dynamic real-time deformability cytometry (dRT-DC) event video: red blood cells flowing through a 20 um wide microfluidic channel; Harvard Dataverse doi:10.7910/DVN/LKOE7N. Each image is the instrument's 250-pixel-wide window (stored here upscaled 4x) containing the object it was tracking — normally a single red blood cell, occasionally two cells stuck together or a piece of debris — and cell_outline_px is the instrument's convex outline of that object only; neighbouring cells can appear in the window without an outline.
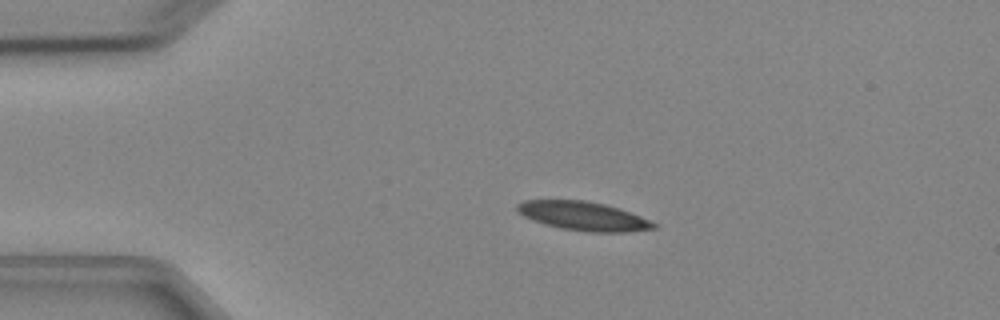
{"species": "Egyptian fruit bat (a non-hibernating species)", "species_latin": "Rousettus aegyptiacus", "temperature_condition": "cold", "stored_images_in_passage": 3, "camera_frame_rate_fps": 3000, "um_per_image_px": 0.085, "animal": {"sex": "female"}, "frame": {"image": 1, "passage_image": 2, "time_ms": 1.333, "image_size_px": [1000, 320], "cell_outline_px": [[660, 224], [656, 228], [624, 232], [588, 232], [560, 228], [544, 224], [532, 220], [516, 212], [516, 204], [524, 200], [584, 200], [604, 204], [620, 208]], "centroid_in_image_um": [49.58, 18.36], "position_along_channel_um": 35.4, "area_um2": 23.12}}